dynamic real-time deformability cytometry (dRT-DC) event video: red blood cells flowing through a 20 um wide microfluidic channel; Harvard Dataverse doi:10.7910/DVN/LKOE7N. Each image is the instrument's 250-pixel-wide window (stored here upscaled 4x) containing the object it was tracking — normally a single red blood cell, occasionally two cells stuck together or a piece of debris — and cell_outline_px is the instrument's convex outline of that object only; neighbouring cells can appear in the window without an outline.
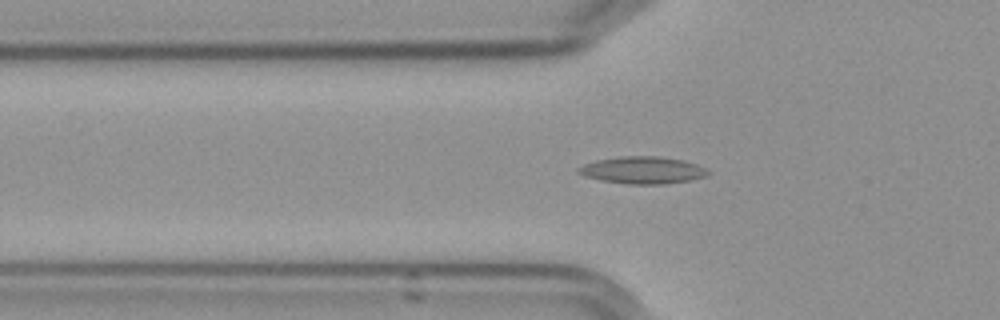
{"species": "Egyptian fruit bat (a non-hibernating species)", "species_latin": "Rousettus aegyptiacus", "temperature_condition": "cold", "stored_images_in_passage": 50, "camera_frame_rate_fps": 3000, "um_per_image_px": 0.085, "frame": {"image": 1, "passage_image": 12, "time_ms": 3.667, "image_size_px": [1000, 320], "cell_outline_px": [[708, 172], [704, 176], [688, 180], [664, 184], [628, 184], [600, 180], [584, 176], [576, 172], [576, 168], [584, 164], [596, 160], [624, 156], [656, 156], [680, 160], [696, 164], [704, 168]], "centroid_in_image_um": [54.53, 14.46], "position_along_channel_um": 71.3, "area_um2": 20.17}}
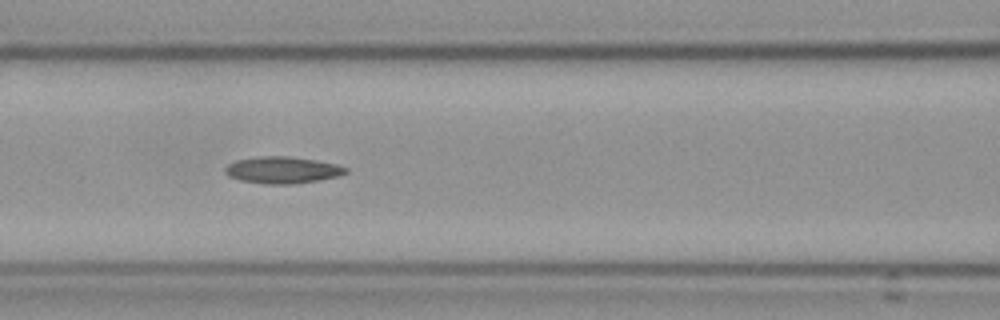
{"frame": {"image": 2, "passage_image": 18, "time_ms": 5.667, "image_size_px": [1000, 320], "cell_outline_px": [[348, 172], [336, 176], [320, 180], [292, 184], [268, 184], [240, 180], [228, 176], [224, 172], [224, 168], [228, 164], [236, 160], [260, 156], [288, 156], [316, 160], [336, 164], [348, 168]], "centroid_in_image_um": [23.99, 14.45], "position_along_channel_um": 142.6, "area_um2": 18.79}}
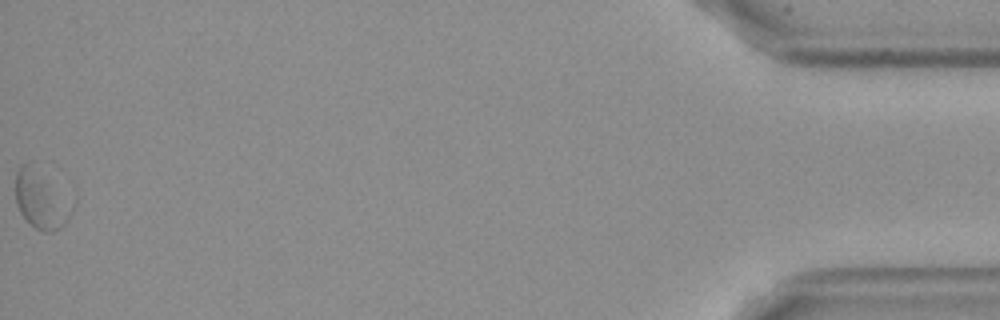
{"frame": {"image": 3, "passage_image": 50, "time_ms": 16.333, "image_size_px": [1000, 320], "cell_outline_px": [[76, 204], [68, 220], [60, 228], [52, 232], [44, 232], [36, 228], [20, 212], [16, 200], [16, 172], [24, 164], [76, 192]], "centroid_in_image_um": [3.69, 16.98], "position_along_channel_um": 431.5, "area_um2": 20.0}}